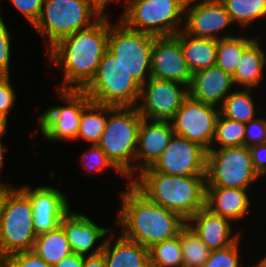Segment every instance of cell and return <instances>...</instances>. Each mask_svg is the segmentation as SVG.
<instances>
[{
    "label": "cell",
    "mask_w": 266,
    "mask_h": 267,
    "mask_svg": "<svg viewBox=\"0 0 266 267\" xmlns=\"http://www.w3.org/2000/svg\"><path fill=\"white\" fill-rule=\"evenodd\" d=\"M33 27L39 19L45 0H7Z\"/></svg>",
    "instance_id": "obj_39"
},
{
    "label": "cell",
    "mask_w": 266,
    "mask_h": 267,
    "mask_svg": "<svg viewBox=\"0 0 266 267\" xmlns=\"http://www.w3.org/2000/svg\"><path fill=\"white\" fill-rule=\"evenodd\" d=\"M150 64L152 78L175 81L189 88L193 74L184 58L179 32L154 38Z\"/></svg>",
    "instance_id": "obj_17"
},
{
    "label": "cell",
    "mask_w": 266,
    "mask_h": 267,
    "mask_svg": "<svg viewBox=\"0 0 266 267\" xmlns=\"http://www.w3.org/2000/svg\"><path fill=\"white\" fill-rule=\"evenodd\" d=\"M255 89L235 88L219 108L220 114L227 119L248 123L259 116V109L253 95ZM258 109V110H257Z\"/></svg>",
    "instance_id": "obj_27"
},
{
    "label": "cell",
    "mask_w": 266,
    "mask_h": 267,
    "mask_svg": "<svg viewBox=\"0 0 266 267\" xmlns=\"http://www.w3.org/2000/svg\"><path fill=\"white\" fill-rule=\"evenodd\" d=\"M188 95L184 84L150 77L141 86L137 109L144 119L170 121Z\"/></svg>",
    "instance_id": "obj_13"
},
{
    "label": "cell",
    "mask_w": 266,
    "mask_h": 267,
    "mask_svg": "<svg viewBox=\"0 0 266 267\" xmlns=\"http://www.w3.org/2000/svg\"><path fill=\"white\" fill-rule=\"evenodd\" d=\"M187 224L210 249H221L233 244L243 233L233 232L234 223L223 216L213 213L206 206L193 215Z\"/></svg>",
    "instance_id": "obj_20"
},
{
    "label": "cell",
    "mask_w": 266,
    "mask_h": 267,
    "mask_svg": "<svg viewBox=\"0 0 266 267\" xmlns=\"http://www.w3.org/2000/svg\"><path fill=\"white\" fill-rule=\"evenodd\" d=\"M235 26L249 31L251 24L266 19V0H220ZM249 26V29H248ZM246 28V29H245ZM248 29V30H247Z\"/></svg>",
    "instance_id": "obj_30"
},
{
    "label": "cell",
    "mask_w": 266,
    "mask_h": 267,
    "mask_svg": "<svg viewBox=\"0 0 266 267\" xmlns=\"http://www.w3.org/2000/svg\"><path fill=\"white\" fill-rule=\"evenodd\" d=\"M236 33L235 36L222 38L218 40V48H217V55H216V66L223 69L226 73L230 74L231 76L234 75L240 58L244 52V50L258 37L259 34L253 35L251 34L245 36ZM253 35V36H252ZM252 36V37H251Z\"/></svg>",
    "instance_id": "obj_29"
},
{
    "label": "cell",
    "mask_w": 266,
    "mask_h": 267,
    "mask_svg": "<svg viewBox=\"0 0 266 267\" xmlns=\"http://www.w3.org/2000/svg\"><path fill=\"white\" fill-rule=\"evenodd\" d=\"M219 114V108L188 95L170 122L175 135L196 142L208 151L213 142Z\"/></svg>",
    "instance_id": "obj_12"
},
{
    "label": "cell",
    "mask_w": 266,
    "mask_h": 267,
    "mask_svg": "<svg viewBox=\"0 0 266 267\" xmlns=\"http://www.w3.org/2000/svg\"><path fill=\"white\" fill-rule=\"evenodd\" d=\"M263 113L246 123L244 146L251 147L257 144L266 143V116Z\"/></svg>",
    "instance_id": "obj_37"
},
{
    "label": "cell",
    "mask_w": 266,
    "mask_h": 267,
    "mask_svg": "<svg viewBox=\"0 0 266 267\" xmlns=\"http://www.w3.org/2000/svg\"><path fill=\"white\" fill-rule=\"evenodd\" d=\"M233 25L230 15L220 0H187L183 27L187 34L220 40L235 36L229 31V27Z\"/></svg>",
    "instance_id": "obj_14"
},
{
    "label": "cell",
    "mask_w": 266,
    "mask_h": 267,
    "mask_svg": "<svg viewBox=\"0 0 266 267\" xmlns=\"http://www.w3.org/2000/svg\"><path fill=\"white\" fill-rule=\"evenodd\" d=\"M179 42L192 74L216 64L217 39L194 37L182 29L179 32Z\"/></svg>",
    "instance_id": "obj_25"
},
{
    "label": "cell",
    "mask_w": 266,
    "mask_h": 267,
    "mask_svg": "<svg viewBox=\"0 0 266 267\" xmlns=\"http://www.w3.org/2000/svg\"><path fill=\"white\" fill-rule=\"evenodd\" d=\"M115 233L108 235L102 250L107 267H150L148 248Z\"/></svg>",
    "instance_id": "obj_23"
},
{
    "label": "cell",
    "mask_w": 266,
    "mask_h": 267,
    "mask_svg": "<svg viewBox=\"0 0 266 267\" xmlns=\"http://www.w3.org/2000/svg\"><path fill=\"white\" fill-rule=\"evenodd\" d=\"M249 150L254 171L261 179L266 178V143L251 146Z\"/></svg>",
    "instance_id": "obj_41"
},
{
    "label": "cell",
    "mask_w": 266,
    "mask_h": 267,
    "mask_svg": "<svg viewBox=\"0 0 266 267\" xmlns=\"http://www.w3.org/2000/svg\"><path fill=\"white\" fill-rule=\"evenodd\" d=\"M0 14V75H10L11 66V40L10 30Z\"/></svg>",
    "instance_id": "obj_36"
},
{
    "label": "cell",
    "mask_w": 266,
    "mask_h": 267,
    "mask_svg": "<svg viewBox=\"0 0 266 267\" xmlns=\"http://www.w3.org/2000/svg\"><path fill=\"white\" fill-rule=\"evenodd\" d=\"M37 236L30 198L19 186L4 189L0 223V263L12 254L33 250Z\"/></svg>",
    "instance_id": "obj_6"
},
{
    "label": "cell",
    "mask_w": 266,
    "mask_h": 267,
    "mask_svg": "<svg viewBox=\"0 0 266 267\" xmlns=\"http://www.w3.org/2000/svg\"><path fill=\"white\" fill-rule=\"evenodd\" d=\"M16 100L17 93L11 83L10 75H0V112L9 117Z\"/></svg>",
    "instance_id": "obj_40"
},
{
    "label": "cell",
    "mask_w": 266,
    "mask_h": 267,
    "mask_svg": "<svg viewBox=\"0 0 266 267\" xmlns=\"http://www.w3.org/2000/svg\"><path fill=\"white\" fill-rule=\"evenodd\" d=\"M155 36L129 28L120 19L112 22L107 50L142 86L151 77V50Z\"/></svg>",
    "instance_id": "obj_9"
},
{
    "label": "cell",
    "mask_w": 266,
    "mask_h": 267,
    "mask_svg": "<svg viewBox=\"0 0 266 267\" xmlns=\"http://www.w3.org/2000/svg\"><path fill=\"white\" fill-rule=\"evenodd\" d=\"M259 35L243 52L237 69L232 76L235 88H261L266 70V50ZM261 40V41H260ZM260 85V86H259Z\"/></svg>",
    "instance_id": "obj_24"
},
{
    "label": "cell",
    "mask_w": 266,
    "mask_h": 267,
    "mask_svg": "<svg viewBox=\"0 0 266 267\" xmlns=\"http://www.w3.org/2000/svg\"><path fill=\"white\" fill-rule=\"evenodd\" d=\"M252 267H258L256 264H255V262H254V264H252Z\"/></svg>",
    "instance_id": "obj_49"
},
{
    "label": "cell",
    "mask_w": 266,
    "mask_h": 267,
    "mask_svg": "<svg viewBox=\"0 0 266 267\" xmlns=\"http://www.w3.org/2000/svg\"><path fill=\"white\" fill-rule=\"evenodd\" d=\"M60 225L65 231L72 253L83 256L101 253L106 238L114 230L102 227L84 212L72 209L62 218Z\"/></svg>",
    "instance_id": "obj_18"
},
{
    "label": "cell",
    "mask_w": 266,
    "mask_h": 267,
    "mask_svg": "<svg viewBox=\"0 0 266 267\" xmlns=\"http://www.w3.org/2000/svg\"><path fill=\"white\" fill-rule=\"evenodd\" d=\"M56 94L64 105L56 104L45 109L38 117L37 131L40 130L41 136L48 142H74L82 109L91 100L83 90L57 89Z\"/></svg>",
    "instance_id": "obj_11"
},
{
    "label": "cell",
    "mask_w": 266,
    "mask_h": 267,
    "mask_svg": "<svg viewBox=\"0 0 266 267\" xmlns=\"http://www.w3.org/2000/svg\"><path fill=\"white\" fill-rule=\"evenodd\" d=\"M88 148L83 150V153L79 156L81 157V165L82 168L86 170V172L90 173H103L107 170L115 171L121 178L130 182L109 160L106 154L102 151V149L97 145H88Z\"/></svg>",
    "instance_id": "obj_34"
},
{
    "label": "cell",
    "mask_w": 266,
    "mask_h": 267,
    "mask_svg": "<svg viewBox=\"0 0 266 267\" xmlns=\"http://www.w3.org/2000/svg\"><path fill=\"white\" fill-rule=\"evenodd\" d=\"M123 0H97V4L99 6V8L101 9V11L104 13V14H109V9L107 11V6L110 5L111 3H118ZM131 0H124L123 3H124V6L123 8L130 2Z\"/></svg>",
    "instance_id": "obj_45"
},
{
    "label": "cell",
    "mask_w": 266,
    "mask_h": 267,
    "mask_svg": "<svg viewBox=\"0 0 266 267\" xmlns=\"http://www.w3.org/2000/svg\"><path fill=\"white\" fill-rule=\"evenodd\" d=\"M114 108V106L97 104L90 101L82 109L79 128L74 141H85L89 145L97 144L105 130L108 114Z\"/></svg>",
    "instance_id": "obj_26"
},
{
    "label": "cell",
    "mask_w": 266,
    "mask_h": 267,
    "mask_svg": "<svg viewBox=\"0 0 266 267\" xmlns=\"http://www.w3.org/2000/svg\"><path fill=\"white\" fill-rule=\"evenodd\" d=\"M137 107H115L97 145L113 165L131 181L136 176V148L142 122Z\"/></svg>",
    "instance_id": "obj_5"
},
{
    "label": "cell",
    "mask_w": 266,
    "mask_h": 267,
    "mask_svg": "<svg viewBox=\"0 0 266 267\" xmlns=\"http://www.w3.org/2000/svg\"><path fill=\"white\" fill-rule=\"evenodd\" d=\"M149 200L188 221L205 206L206 176H174L143 169L130 181Z\"/></svg>",
    "instance_id": "obj_3"
},
{
    "label": "cell",
    "mask_w": 266,
    "mask_h": 267,
    "mask_svg": "<svg viewBox=\"0 0 266 267\" xmlns=\"http://www.w3.org/2000/svg\"><path fill=\"white\" fill-rule=\"evenodd\" d=\"M207 150L196 142L173 135L152 168L167 175L206 176Z\"/></svg>",
    "instance_id": "obj_15"
},
{
    "label": "cell",
    "mask_w": 266,
    "mask_h": 267,
    "mask_svg": "<svg viewBox=\"0 0 266 267\" xmlns=\"http://www.w3.org/2000/svg\"><path fill=\"white\" fill-rule=\"evenodd\" d=\"M187 0H131L120 20L129 28L155 37L180 32L185 22Z\"/></svg>",
    "instance_id": "obj_7"
},
{
    "label": "cell",
    "mask_w": 266,
    "mask_h": 267,
    "mask_svg": "<svg viewBox=\"0 0 266 267\" xmlns=\"http://www.w3.org/2000/svg\"><path fill=\"white\" fill-rule=\"evenodd\" d=\"M150 267H183L179 235L149 248Z\"/></svg>",
    "instance_id": "obj_33"
},
{
    "label": "cell",
    "mask_w": 266,
    "mask_h": 267,
    "mask_svg": "<svg viewBox=\"0 0 266 267\" xmlns=\"http://www.w3.org/2000/svg\"><path fill=\"white\" fill-rule=\"evenodd\" d=\"M103 15L97 0H45L33 27L48 50L64 37L90 28Z\"/></svg>",
    "instance_id": "obj_4"
},
{
    "label": "cell",
    "mask_w": 266,
    "mask_h": 267,
    "mask_svg": "<svg viewBox=\"0 0 266 267\" xmlns=\"http://www.w3.org/2000/svg\"><path fill=\"white\" fill-rule=\"evenodd\" d=\"M255 262L258 267H266V253L263 254V257L261 255V258H258Z\"/></svg>",
    "instance_id": "obj_48"
},
{
    "label": "cell",
    "mask_w": 266,
    "mask_h": 267,
    "mask_svg": "<svg viewBox=\"0 0 266 267\" xmlns=\"http://www.w3.org/2000/svg\"><path fill=\"white\" fill-rule=\"evenodd\" d=\"M1 263L5 267H53L42 260L33 250L12 254Z\"/></svg>",
    "instance_id": "obj_38"
},
{
    "label": "cell",
    "mask_w": 266,
    "mask_h": 267,
    "mask_svg": "<svg viewBox=\"0 0 266 267\" xmlns=\"http://www.w3.org/2000/svg\"><path fill=\"white\" fill-rule=\"evenodd\" d=\"M33 251L51 266L72 254L67 236L61 225L49 232L39 234L35 239Z\"/></svg>",
    "instance_id": "obj_28"
},
{
    "label": "cell",
    "mask_w": 266,
    "mask_h": 267,
    "mask_svg": "<svg viewBox=\"0 0 266 267\" xmlns=\"http://www.w3.org/2000/svg\"><path fill=\"white\" fill-rule=\"evenodd\" d=\"M234 89L232 76L214 65L192 75L188 92L193 99L220 108Z\"/></svg>",
    "instance_id": "obj_21"
},
{
    "label": "cell",
    "mask_w": 266,
    "mask_h": 267,
    "mask_svg": "<svg viewBox=\"0 0 266 267\" xmlns=\"http://www.w3.org/2000/svg\"><path fill=\"white\" fill-rule=\"evenodd\" d=\"M173 135L170 121L142 118L136 148V175L155 164L167 148Z\"/></svg>",
    "instance_id": "obj_19"
},
{
    "label": "cell",
    "mask_w": 266,
    "mask_h": 267,
    "mask_svg": "<svg viewBox=\"0 0 266 267\" xmlns=\"http://www.w3.org/2000/svg\"><path fill=\"white\" fill-rule=\"evenodd\" d=\"M251 189L206 186L205 206L220 216L238 224L252 209ZM251 208V209H250Z\"/></svg>",
    "instance_id": "obj_22"
},
{
    "label": "cell",
    "mask_w": 266,
    "mask_h": 267,
    "mask_svg": "<svg viewBox=\"0 0 266 267\" xmlns=\"http://www.w3.org/2000/svg\"><path fill=\"white\" fill-rule=\"evenodd\" d=\"M262 179L254 171L249 147L209 149L206 186L253 189Z\"/></svg>",
    "instance_id": "obj_10"
},
{
    "label": "cell",
    "mask_w": 266,
    "mask_h": 267,
    "mask_svg": "<svg viewBox=\"0 0 266 267\" xmlns=\"http://www.w3.org/2000/svg\"><path fill=\"white\" fill-rule=\"evenodd\" d=\"M83 91L92 102L97 104L114 107H137L141 85L107 50L95 76Z\"/></svg>",
    "instance_id": "obj_8"
},
{
    "label": "cell",
    "mask_w": 266,
    "mask_h": 267,
    "mask_svg": "<svg viewBox=\"0 0 266 267\" xmlns=\"http://www.w3.org/2000/svg\"><path fill=\"white\" fill-rule=\"evenodd\" d=\"M110 14H104L90 28L64 37L47 50L48 64L62 71L56 90H83L95 76L108 48Z\"/></svg>",
    "instance_id": "obj_1"
},
{
    "label": "cell",
    "mask_w": 266,
    "mask_h": 267,
    "mask_svg": "<svg viewBox=\"0 0 266 267\" xmlns=\"http://www.w3.org/2000/svg\"><path fill=\"white\" fill-rule=\"evenodd\" d=\"M8 117L0 112V138H4L7 132Z\"/></svg>",
    "instance_id": "obj_46"
},
{
    "label": "cell",
    "mask_w": 266,
    "mask_h": 267,
    "mask_svg": "<svg viewBox=\"0 0 266 267\" xmlns=\"http://www.w3.org/2000/svg\"><path fill=\"white\" fill-rule=\"evenodd\" d=\"M84 256L72 253L70 256L63 258L53 267H83Z\"/></svg>",
    "instance_id": "obj_42"
},
{
    "label": "cell",
    "mask_w": 266,
    "mask_h": 267,
    "mask_svg": "<svg viewBox=\"0 0 266 267\" xmlns=\"http://www.w3.org/2000/svg\"><path fill=\"white\" fill-rule=\"evenodd\" d=\"M241 236L231 245L211 250L209 258L202 267H243L245 266L240 242ZM241 254V255H240ZM243 264V265H242Z\"/></svg>",
    "instance_id": "obj_35"
},
{
    "label": "cell",
    "mask_w": 266,
    "mask_h": 267,
    "mask_svg": "<svg viewBox=\"0 0 266 267\" xmlns=\"http://www.w3.org/2000/svg\"><path fill=\"white\" fill-rule=\"evenodd\" d=\"M179 237L183 267H202L209 258L211 250L201 241L188 224L179 231Z\"/></svg>",
    "instance_id": "obj_31"
},
{
    "label": "cell",
    "mask_w": 266,
    "mask_h": 267,
    "mask_svg": "<svg viewBox=\"0 0 266 267\" xmlns=\"http://www.w3.org/2000/svg\"><path fill=\"white\" fill-rule=\"evenodd\" d=\"M20 186L19 188L30 198L37 235L57 228L62 218L72 209L66 193L54 186Z\"/></svg>",
    "instance_id": "obj_16"
},
{
    "label": "cell",
    "mask_w": 266,
    "mask_h": 267,
    "mask_svg": "<svg viewBox=\"0 0 266 267\" xmlns=\"http://www.w3.org/2000/svg\"><path fill=\"white\" fill-rule=\"evenodd\" d=\"M3 205H4V188H0V223H1Z\"/></svg>",
    "instance_id": "obj_47"
},
{
    "label": "cell",
    "mask_w": 266,
    "mask_h": 267,
    "mask_svg": "<svg viewBox=\"0 0 266 267\" xmlns=\"http://www.w3.org/2000/svg\"><path fill=\"white\" fill-rule=\"evenodd\" d=\"M246 123L219 114L210 149L244 146Z\"/></svg>",
    "instance_id": "obj_32"
},
{
    "label": "cell",
    "mask_w": 266,
    "mask_h": 267,
    "mask_svg": "<svg viewBox=\"0 0 266 267\" xmlns=\"http://www.w3.org/2000/svg\"><path fill=\"white\" fill-rule=\"evenodd\" d=\"M83 267H107L103 253L84 256Z\"/></svg>",
    "instance_id": "obj_43"
},
{
    "label": "cell",
    "mask_w": 266,
    "mask_h": 267,
    "mask_svg": "<svg viewBox=\"0 0 266 267\" xmlns=\"http://www.w3.org/2000/svg\"><path fill=\"white\" fill-rule=\"evenodd\" d=\"M2 138H0V172L1 169L4 168V158H5V152H7V147L5 146L3 143ZM0 188H4V189H10V188H14L13 184L10 183V185L8 184V182L6 183L5 181H1L0 180Z\"/></svg>",
    "instance_id": "obj_44"
},
{
    "label": "cell",
    "mask_w": 266,
    "mask_h": 267,
    "mask_svg": "<svg viewBox=\"0 0 266 267\" xmlns=\"http://www.w3.org/2000/svg\"><path fill=\"white\" fill-rule=\"evenodd\" d=\"M126 183L125 190L118 195L121 207L114 220V226L119 227V232L148 249L156 243L178 236L187 221L149 200L131 182Z\"/></svg>",
    "instance_id": "obj_2"
}]
</instances>
